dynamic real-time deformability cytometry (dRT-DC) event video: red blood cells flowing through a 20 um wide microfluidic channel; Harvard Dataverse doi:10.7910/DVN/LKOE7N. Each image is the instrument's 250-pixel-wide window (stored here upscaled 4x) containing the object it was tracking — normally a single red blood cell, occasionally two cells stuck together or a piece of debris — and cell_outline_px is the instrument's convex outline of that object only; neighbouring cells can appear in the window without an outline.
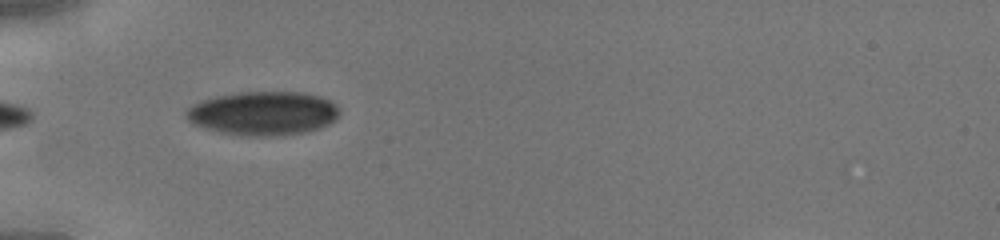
{"species": "human", "species_latin": "Homo sapiens", "temperature_condition": "cold", "stored_images_in_passage": 4, "camera_frame_rate_fps": 3000, "um_per_image_px": 0.085, "donor": {"sex": "male"}, "frame": {"image": 1, "passage_image": 1, "time_ms": 0.0, "image_size_px": [1000, 240], "cell_outline_px": [[340, 116], [336, 120], [320, 128], [308, 132], [268, 136], [244, 136], [220, 132], [204, 128], [192, 124], [188, 120], [184, 112], [188, 108], [204, 100], [216, 96], [240, 92], [304, 92], [320, 96], [336, 104], [340, 112]], "centroid_in_image_um": [22.4, 9.64], "position_along_channel_um": 62.6, "area_um2": 39.3}}
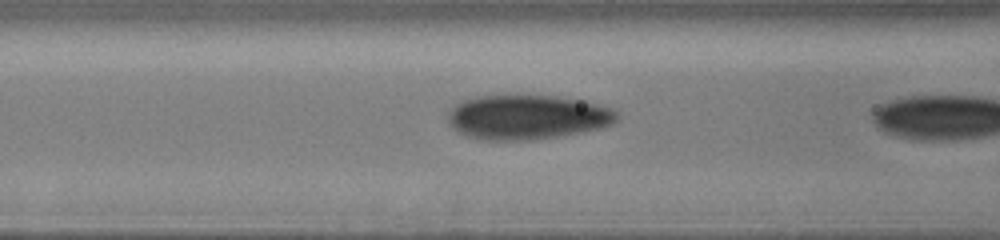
{"frame": {"image": 2, "passage_image": 3, "time_ms": 0.667, "image_size_px": [1000, 240], "cell_outline_px": [[620, 116], [612, 124], [600, 128], [580, 132], [556, 136], [528, 140], [480, 140], [464, 136], [456, 132], [452, 128], [448, 120], [448, 108], [464, 100], [476, 96], [508, 92], [556, 96], [584, 100], [616, 108], [620, 112]], "centroid_in_image_um": [44.79, 9.9], "position_along_channel_um": 121.8, "area_um2": 45.49}}